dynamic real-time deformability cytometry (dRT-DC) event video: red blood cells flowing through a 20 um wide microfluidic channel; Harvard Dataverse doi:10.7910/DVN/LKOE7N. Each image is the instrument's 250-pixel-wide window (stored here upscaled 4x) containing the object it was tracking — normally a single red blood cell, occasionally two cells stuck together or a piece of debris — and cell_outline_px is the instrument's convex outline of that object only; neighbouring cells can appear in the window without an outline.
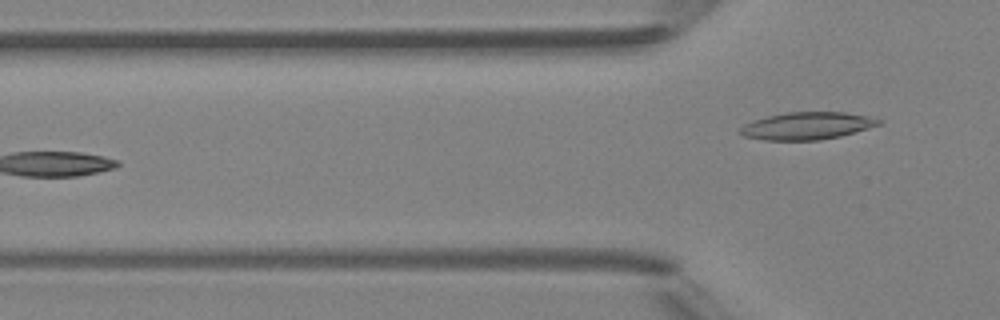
{"species": "Egyptian fruit bat (a non-hibernating species)", "species_latin": "Rousettus aegyptiacus", "temperature_condition": "room temperature", "stored_images_in_passage": 6, "camera_frame_rate_fps": 3000, "um_per_image_px": 0.085, "animal": {"sex": "female"}, "frame": {"image": 1, "passage_image": 6, "time_ms": 6.0, "image_size_px": [1000, 320], "cell_outline_px": [[884, 120], [880, 124], [868, 128], [840, 136], [820, 140], [764, 140], [744, 136], [736, 132], [744, 124], [768, 116], [788, 112], [844, 112], [868, 116]], "centroid_in_image_um": [68.59, 10.7], "position_along_channel_um": 57.2, "area_um2": 22.02}}